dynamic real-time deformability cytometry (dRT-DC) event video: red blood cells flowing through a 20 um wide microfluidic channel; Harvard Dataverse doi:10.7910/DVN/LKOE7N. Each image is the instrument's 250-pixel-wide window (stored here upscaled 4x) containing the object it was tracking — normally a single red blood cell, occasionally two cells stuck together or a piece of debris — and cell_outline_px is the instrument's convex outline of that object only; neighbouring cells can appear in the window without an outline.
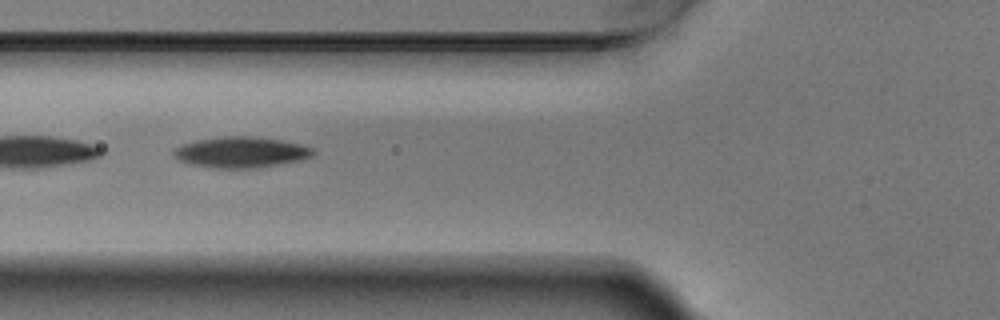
{"species": "Egyptian fruit bat (a non-hibernating species)", "species_latin": "Rousettus aegyptiacus", "temperature_condition": "warm", "stored_images_in_passage": 5, "camera_frame_rate_fps": 3000, "um_per_image_px": 0.085, "animal": {"sex": "male"}, "frame": {"image": 1, "passage_image": 3, "time_ms": 0.667, "image_size_px": [1000, 320], "cell_outline_px": [[316, 152], [312, 156], [300, 160], [252, 168], [212, 168], [192, 164], [180, 160], [172, 152], [172, 148], [180, 144], [196, 140], [220, 136], [256, 136], [280, 140], [300, 144], [312, 148]], "centroid_in_image_um": [20.44, 12.92], "position_along_channel_um": 105.4, "area_um2": 25.03}}
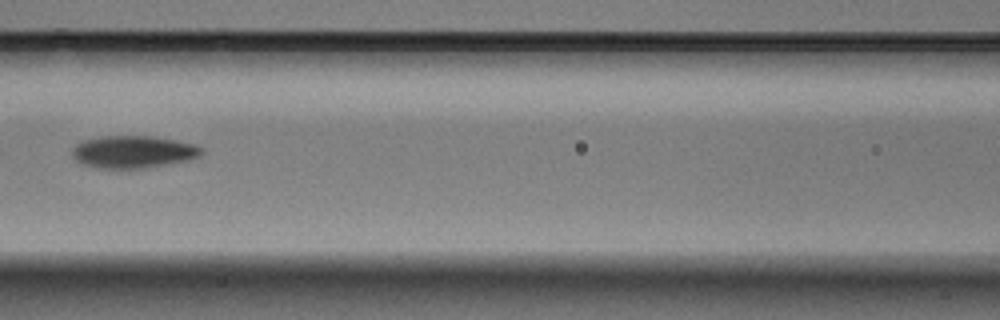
{"frame": {"image": 2, "passage_image": 4, "time_ms": 1.0, "image_size_px": [1000, 320], "cell_outline_px": [[204, 152], [200, 156], [188, 160], [148, 168], [96, 168], [80, 164], [72, 156], [72, 148], [76, 144], [84, 140], [104, 136], [148, 136], [176, 140], [192, 144], [204, 148]], "centroid_in_image_um": [11.31, 12.92], "position_along_channel_um": 155.3, "area_um2": 24.51}}
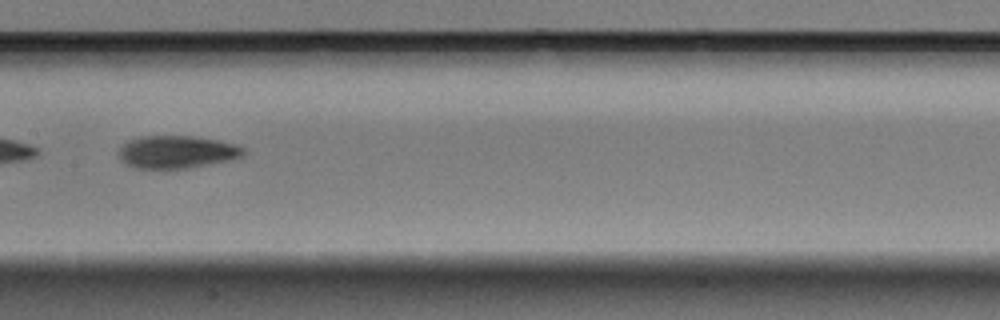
{"frame": {"image": 3, "passage_image": 5, "time_ms": 1.333, "image_size_px": [1000, 320], "cell_outline_px": [[248, 152], [244, 156], [228, 160], [188, 168], [164, 172], [132, 168], [120, 160], [120, 148], [128, 140], [140, 136], [192, 136], [216, 140], [236, 144], [244, 148]], "centroid_in_image_um": [15.0, 12.96], "position_along_channel_um": 192.4, "area_um2": 24.51}}